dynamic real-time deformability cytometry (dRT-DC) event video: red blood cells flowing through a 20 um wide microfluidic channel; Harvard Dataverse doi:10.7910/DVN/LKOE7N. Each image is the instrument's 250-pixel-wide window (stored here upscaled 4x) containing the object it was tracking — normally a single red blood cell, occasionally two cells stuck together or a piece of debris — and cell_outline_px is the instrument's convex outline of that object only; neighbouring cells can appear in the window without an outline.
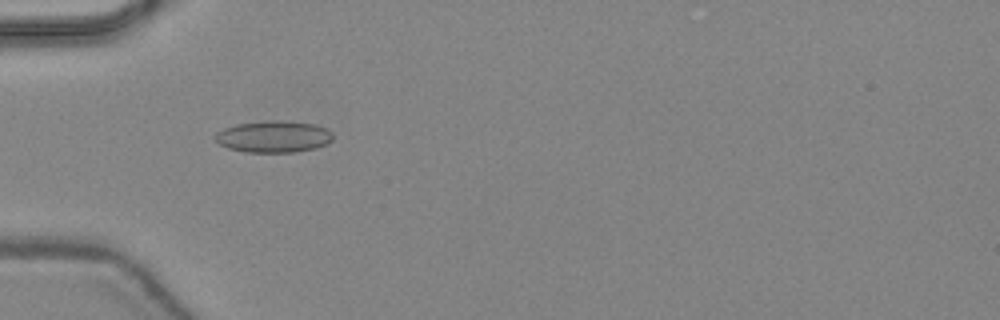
{"species": "common noctule bat (a hibernating species)", "species_latin": "Nyctalus noctula", "temperature_condition": "warm", "stored_images_in_passage": 32, "camera_frame_rate_fps": 3000, "um_per_image_px": 0.085, "animal": {"sex": "female", "body_mass_g": 24.6, "forearm_length_mm": 56.2}, "frame": {"image": 1, "passage_image": 1, "time_ms": 0.0, "image_size_px": [1000, 320], "cell_outline_px": [[332, 140], [328, 144], [316, 148], [296, 152], [244, 152], [228, 148], [212, 140], [212, 136], [216, 132], [224, 128], [236, 124], [268, 120], [276, 120], [316, 124], [328, 128], [332, 132]], "centroid_in_image_um": [23.24, 11.61], "position_along_channel_um": 61.8, "area_um2": 22.14}}
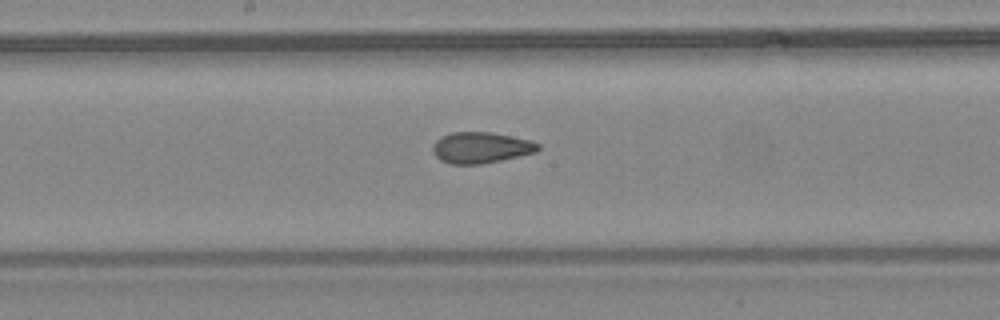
{"frame": {"image": 2, "passage_image": 11, "time_ms": 3.333, "image_size_px": [1000, 320], "cell_outline_px": [[540, 148], [536, 152], [500, 160], [480, 164], [452, 164], [440, 160], [432, 152], [432, 144], [440, 136], [452, 132], [488, 132], [532, 140], [540, 144]], "centroid_in_image_um": [40.85, 12.54], "position_along_channel_um": 207.4, "area_um2": 19.07}}
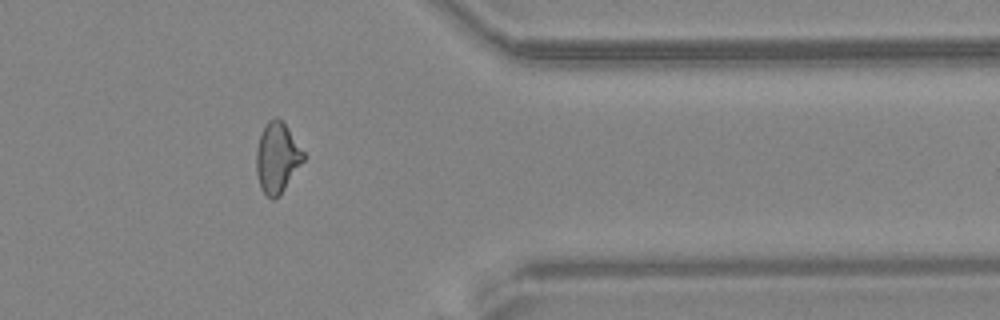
{"frame": {"image": 3, "passage_image": 24, "time_ms": 7.667, "image_size_px": [1000, 320], "cell_outline_px": [[304, 160], [280, 196], [276, 200], [272, 200], [260, 188], [256, 172], [256, 152], [260, 136], [268, 120], [276, 116], [288, 128], [304, 152]], "centroid_in_image_um": [23.55, 13.44], "position_along_channel_um": 387.8, "area_um2": 19.25}, "authors_computed_cell_mechanics": {"area_um2": 19.1607, "velocity_mm_per_s": 4.4617, "shape_relaxation_time_tau1_ms": null, "shape_relaxation_time_tau2_ms": 1.4244, "deformation_change_tau1": null, "deformation_change_tau2": 0.0763}}